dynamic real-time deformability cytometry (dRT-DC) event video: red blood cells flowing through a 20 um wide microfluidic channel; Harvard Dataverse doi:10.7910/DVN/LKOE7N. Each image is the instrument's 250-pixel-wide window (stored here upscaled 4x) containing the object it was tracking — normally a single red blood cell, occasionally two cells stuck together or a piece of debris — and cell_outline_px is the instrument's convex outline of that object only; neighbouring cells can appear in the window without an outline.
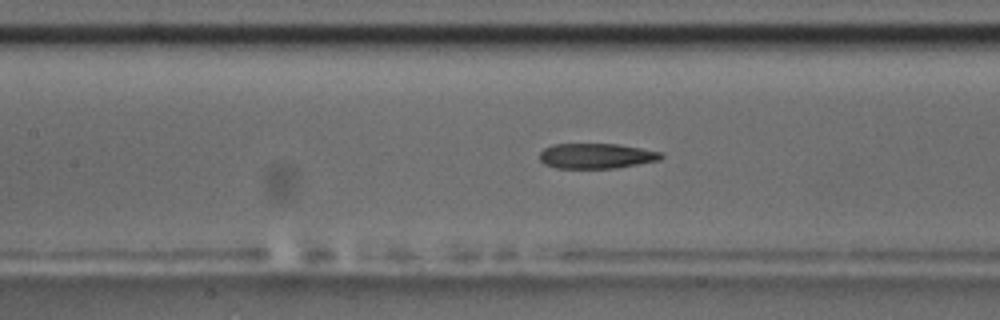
{"species": "common noctule bat (a hibernating species)", "species_latin": "Nyctalus noctula", "temperature_condition": "room temperature", "stored_images_in_passage": 55, "camera_frame_rate_fps": 3000, "um_per_image_px": 0.085, "animal": {"sex": "male", "body_mass_g": 17.5, "forearm_length_mm": 52.3}, "frame": {"image": 1, "passage_image": 24, "time_ms": 7.667, "image_size_px": [1000, 320], "cell_outline_px": [[664, 156], [660, 160], [616, 168], [556, 168], [544, 164], [540, 160], [540, 152], [544, 148], [552, 144], [620, 144], [660, 152]], "centroid_in_image_um": [50.67, 13.25], "position_along_channel_um": 156.7, "area_um2": 17.86}}
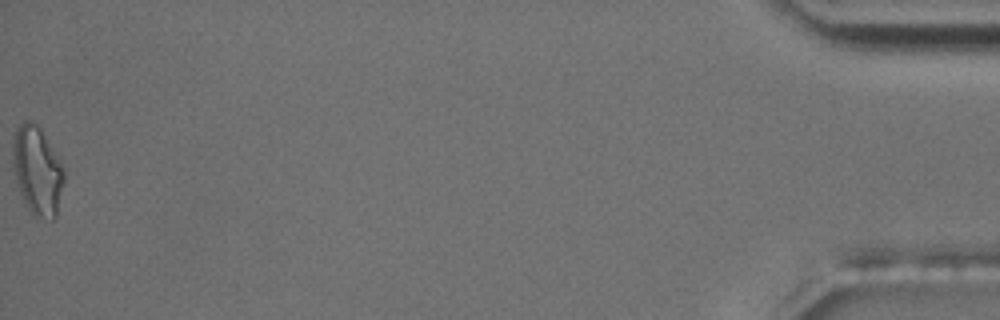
{"frame": {"image": 2, "passage_image": 55, "time_ms": 18.0, "image_size_px": [1000, 320], "cell_outline_px": [[64, 180], [56, 216], [52, 220], [36, 216], [28, 208], [20, 192], [16, 180], [12, 164], [12, 140], [16, 128], [24, 120], [32, 120], [40, 128], [60, 164], [64, 172]], "centroid_in_image_um": [3.13, 14.49], "position_along_channel_um": 432.1, "area_um2": 26.01}, "authors_computed_cell_mechanics": {"area_um2": 18.6116, "velocity_mm_per_s": 3.6201, "shape_relaxation_time_tau1_ms": null, "shape_relaxation_time_tau2_ms": 4.5958, "deformation_change_tau1": null, "deformation_change_tau2": 0.1557}}